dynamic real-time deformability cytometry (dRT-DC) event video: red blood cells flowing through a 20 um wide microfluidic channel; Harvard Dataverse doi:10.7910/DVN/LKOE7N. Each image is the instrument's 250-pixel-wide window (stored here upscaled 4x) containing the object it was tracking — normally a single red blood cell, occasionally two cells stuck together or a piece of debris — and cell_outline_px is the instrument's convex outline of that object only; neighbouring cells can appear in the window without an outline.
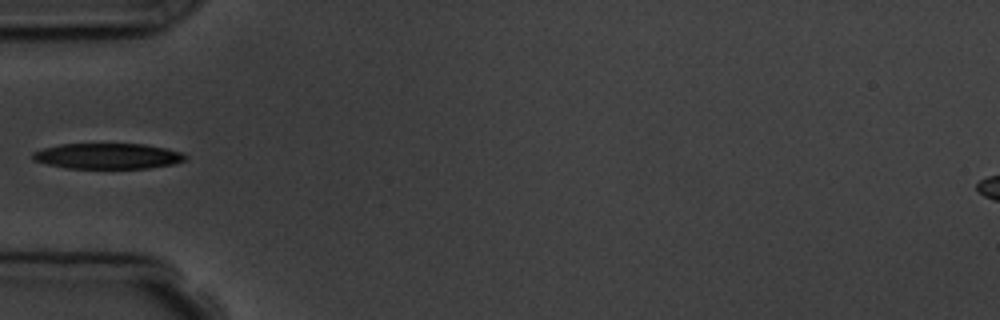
{"species": "common noctule bat (a hibernating species)", "species_latin": "Nyctalus noctula", "temperature_condition": "room temperature", "stored_images_in_passage": 1, "camera_frame_rate_fps": 3000, "um_per_image_px": 0.085, "animal": {"sex": "male", "body_mass_g": 19.5, "forearm_length_mm": 54.6}, "frame": {"image": 1, "passage_image": 1, "time_ms": 0.0, "image_size_px": [1000, 320], "cell_outline_px": [[188, 160], [172, 164], [148, 168], [68, 168], [48, 164], [32, 160], [32, 152], [44, 148], [60, 144], [144, 144], [164, 148], [180, 152], [188, 156]], "centroid_in_image_um": [9.16, 13.26], "position_along_channel_um": 75.8, "area_um2": 22.72}}